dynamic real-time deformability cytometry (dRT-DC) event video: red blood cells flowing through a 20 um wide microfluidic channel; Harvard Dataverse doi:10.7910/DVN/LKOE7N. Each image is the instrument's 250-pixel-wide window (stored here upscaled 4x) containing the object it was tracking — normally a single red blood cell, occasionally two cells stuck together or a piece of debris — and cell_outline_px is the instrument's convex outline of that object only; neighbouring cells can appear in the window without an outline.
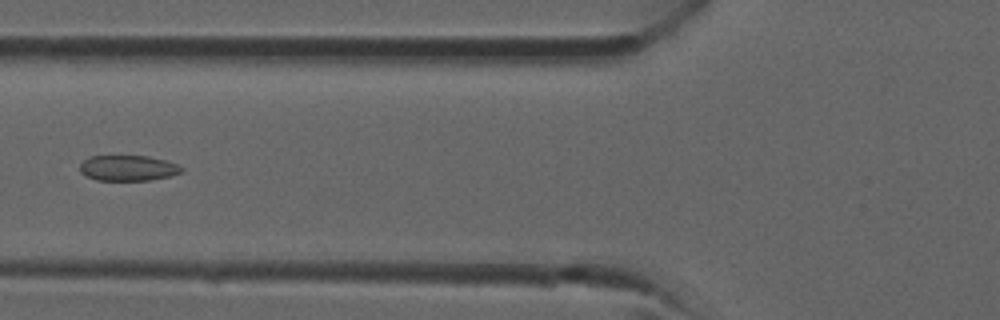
{"species": "common noctule bat (a hibernating species)", "species_latin": "Nyctalus noctula", "temperature_condition": "room temperature", "stored_images_in_passage": 3, "camera_frame_rate_fps": 3000, "um_per_image_px": 0.085, "animal": {"sex": "male", "forearm_length_mm": 52.5}, "frame": {"image": 1, "passage_image": 3, "time_ms": 0.667, "image_size_px": [1000, 320], "cell_outline_px": [[184, 172], [168, 176], [148, 180], [96, 180], [84, 176], [80, 172], [80, 164], [88, 156], [148, 156], [164, 160], [176, 164], [184, 168]], "centroid_in_image_um": [10.85, 14.28], "position_along_channel_um": 115.0, "area_um2": 15.14}}